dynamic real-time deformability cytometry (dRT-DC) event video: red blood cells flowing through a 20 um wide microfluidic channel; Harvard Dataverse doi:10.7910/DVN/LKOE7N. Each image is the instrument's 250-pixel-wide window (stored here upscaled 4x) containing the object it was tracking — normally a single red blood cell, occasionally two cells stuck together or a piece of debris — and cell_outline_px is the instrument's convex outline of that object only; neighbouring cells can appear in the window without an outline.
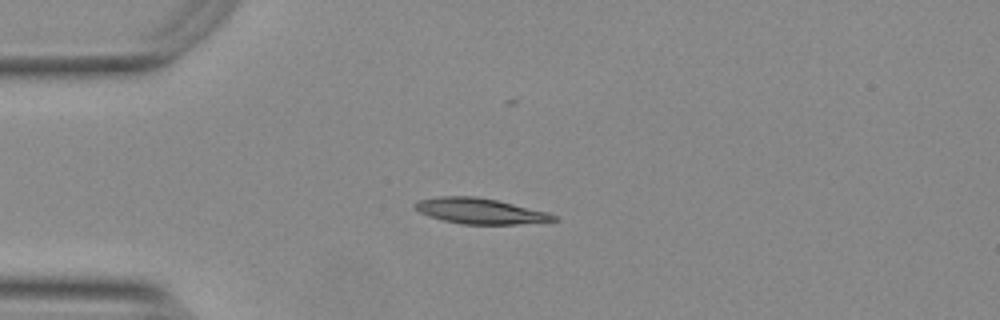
{"species": "Egyptian fruit bat (a non-hibernating species)", "species_latin": "Rousettus aegyptiacus", "temperature_condition": "warm", "stored_images_in_passage": 22, "camera_frame_rate_fps": 3000, "um_per_image_px": 0.085, "animal": {"sex": "female"}, "frame": {"image": 1, "passage_image": 13, "time_ms": 4.0, "image_size_px": [1000, 320], "cell_outline_px": [[560, 220], [516, 224], [464, 224], [444, 220], [428, 216], [420, 212], [412, 204], [420, 200], [440, 196], [476, 196], [496, 200], [548, 212], [556, 216]], "centroid_in_image_um": [40.81, 17.93], "position_along_channel_um": 44.2, "area_um2": 20.46}}